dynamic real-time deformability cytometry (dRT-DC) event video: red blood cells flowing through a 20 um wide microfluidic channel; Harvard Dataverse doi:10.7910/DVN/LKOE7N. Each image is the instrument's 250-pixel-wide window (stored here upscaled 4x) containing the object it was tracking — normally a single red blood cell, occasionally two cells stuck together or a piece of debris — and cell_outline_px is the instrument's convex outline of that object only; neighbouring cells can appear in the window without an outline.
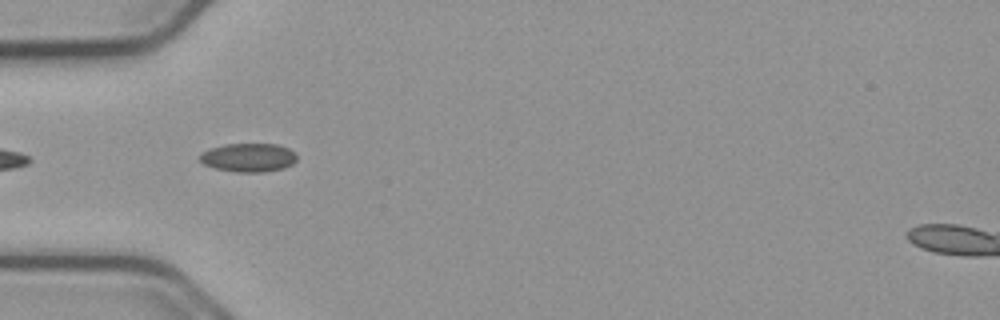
{"species": "common noctule bat (a hibernating species)", "species_latin": "Nyctalus noctula", "temperature_condition": "cold", "stored_images_in_passage": 7, "camera_frame_rate_fps": 3000, "um_per_image_px": 0.085, "animal": {"sex": "male", "body_mass_g": 23.1, "forearm_length_mm": 52.7}, "frame": {"image": 1, "passage_image": 3, "time_ms": 0.667, "image_size_px": [1000, 320], "cell_outline_px": [[296, 160], [292, 164], [284, 168], [264, 172], [236, 172], [212, 168], [204, 164], [200, 160], [200, 156], [204, 152], [212, 148], [224, 144], [276, 144], [288, 148], [296, 152]], "centroid_in_image_um": [21.15, 13.4], "position_along_channel_um": 63.9, "area_um2": 16.18}}